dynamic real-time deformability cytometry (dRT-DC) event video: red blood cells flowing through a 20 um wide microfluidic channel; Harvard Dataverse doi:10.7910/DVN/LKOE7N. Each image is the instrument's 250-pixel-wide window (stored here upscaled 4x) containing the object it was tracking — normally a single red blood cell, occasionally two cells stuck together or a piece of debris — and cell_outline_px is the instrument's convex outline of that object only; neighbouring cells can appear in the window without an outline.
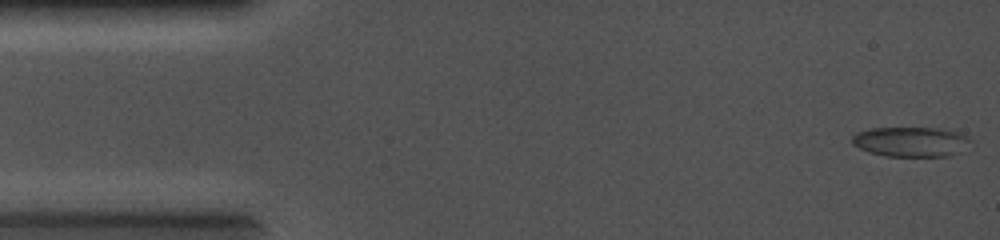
{"species": "common noctule bat (a hibernating species)", "species_latin": "Nyctalus noctula", "temperature_condition": "cold", "stored_images_in_passage": 66, "camera_frame_rate_fps": 5000, "um_per_image_px": 0.085, "animal": {"sex": "female", "body_mass_g": 19.0, "forearm_length_mm": 56.7}, "frame": {"image": 1, "passage_image": 1, "time_ms": 0.0, "image_size_px": [1000, 240], "cell_outline_px": [[968, 140], [960, 152], [948, 156], [884, 156], [868, 152], [852, 144], [852, 136], [856, 132], [872, 128], [936, 128], [956, 132], [968, 136]], "centroid_in_image_um": [77.34, 12.05], "position_along_channel_um": 7.7, "area_um2": 20.35}}
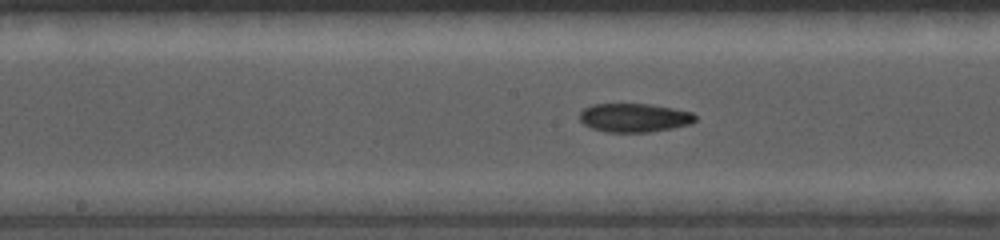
{"frame": {"image": 2, "passage_image": 33, "time_ms": 6.4, "image_size_px": [1000, 240], "cell_outline_px": [[696, 120], [692, 124], [672, 128], [648, 132], [608, 132], [592, 128], [584, 124], [580, 120], [580, 112], [584, 108], [592, 104], [648, 104], [672, 108], [692, 112], [696, 116]], "centroid_in_image_um": [53.92, 10.0], "position_along_channel_um": 194.3, "area_um2": 19.31}}
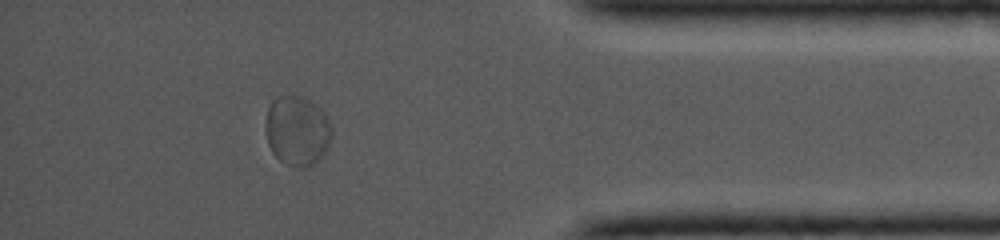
{"frame": {"image": 3, "passage_image": 58, "time_ms": 11.4, "image_size_px": [1000, 240], "cell_outline_px": [[332, 136], [324, 152], [312, 164], [304, 168], [296, 168], [280, 160], [272, 152], [268, 144], [264, 128], [264, 124], [268, 108], [272, 100], [288, 92], [300, 96], [308, 100], [324, 112], [332, 124]], "centroid_in_image_um": [25.23, 11.07], "position_along_channel_um": 410.0, "area_um2": 27.17}}